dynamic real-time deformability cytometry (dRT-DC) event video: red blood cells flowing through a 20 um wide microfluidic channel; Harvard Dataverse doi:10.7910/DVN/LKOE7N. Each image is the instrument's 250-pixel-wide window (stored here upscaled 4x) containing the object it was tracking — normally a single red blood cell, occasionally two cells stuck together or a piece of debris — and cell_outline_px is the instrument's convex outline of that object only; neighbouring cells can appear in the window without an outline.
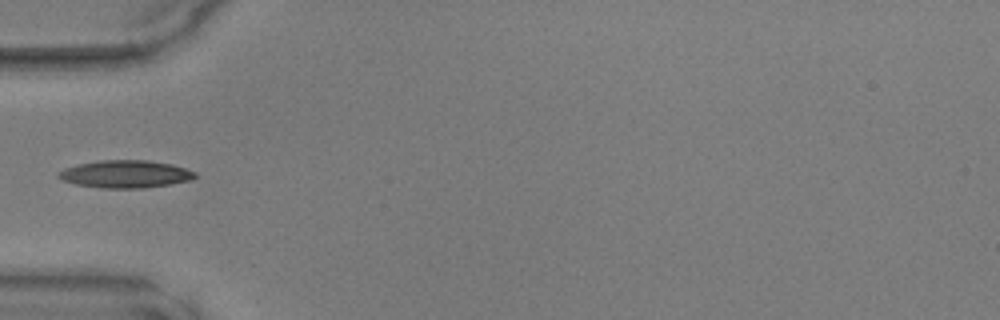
{"species": "common noctule bat (a hibernating species)", "species_latin": "Nyctalus noctula", "temperature_condition": "warm", "stored_images_in_passage": 33, "camera_frame_rate_fps": 3000, "um_per_image_px": 0.085, "animal": {"sex": "male", "body_mass_g": 17.9, "forearm_length_mm": 54.2}, "frame": {"image": 1, "passage_image": 1, "time_ms": 0.0, "image_size_px": [1000, 320], "cell_outline_px": [[196, 176], [192, 180], [168, 184], [140, 188], [104, 188], [76, 184], [64, 180], [56, 176], [56, 172], [64, 168], [80, 164], [100, 160], [144, 160], [172, 164], [196, 172]], "centroid_in_image_um": [10.65, 14.79], "position_along_channel_um": 74.4, "area_um2": 21.73}}
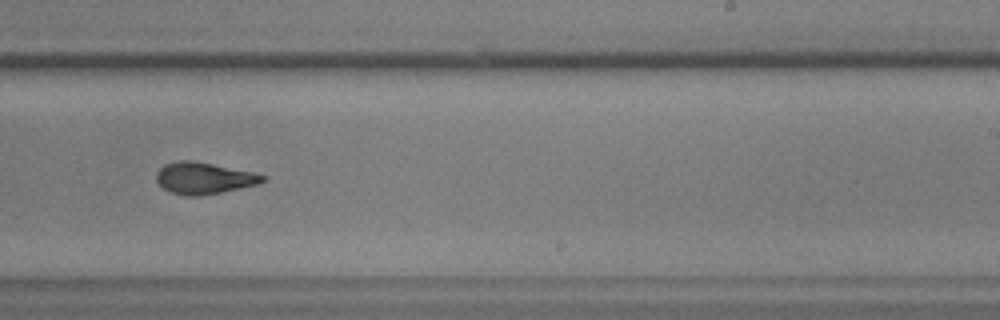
{"frame": {"image": 2, "passage_image": 15, "time_ms": 4.667, "image_size_px": [1000, 320], "cell_outline_px": [[264, 180], [256, 184], [240, 188], [200, 196], [188, 196], [172, 192], [164, 188], [156, 180], [156, 172], [164, 164], [180, 160], [192, 160], [252, 172], [264, 176]], "centroid_in_image_um": [17.27, 15.14], "position_along_channel_um": 271.7, "area_um2": 19.19}}
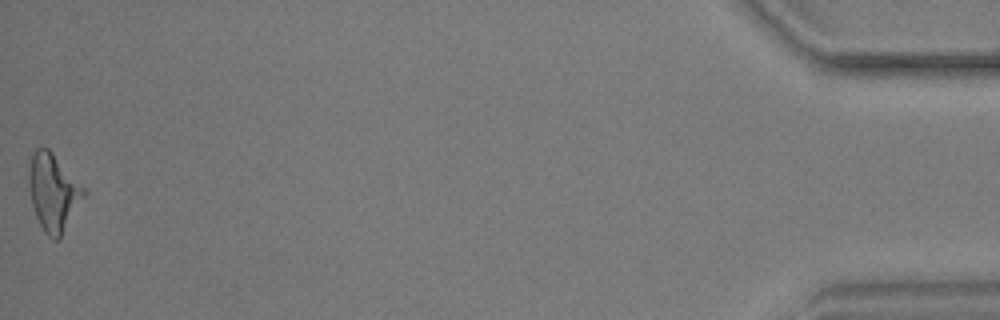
{"frame": {"image": 3, "passage_image": 33, "time_ms": 10.667, "image_size_px": [1000, 320], "cell_outline_px": [[88, 192], [60, 236], [56, 240], [52, 240], [44, 232], [36, 216], [32, 204], [28, 188], [28, 168], [32, 156], [36, 148], [48, 148], [88, 188]], "centroid_in_image_um": [4.55, 16.31], "position_along_channel_um": 430.6, "area_um2": 24.97}}